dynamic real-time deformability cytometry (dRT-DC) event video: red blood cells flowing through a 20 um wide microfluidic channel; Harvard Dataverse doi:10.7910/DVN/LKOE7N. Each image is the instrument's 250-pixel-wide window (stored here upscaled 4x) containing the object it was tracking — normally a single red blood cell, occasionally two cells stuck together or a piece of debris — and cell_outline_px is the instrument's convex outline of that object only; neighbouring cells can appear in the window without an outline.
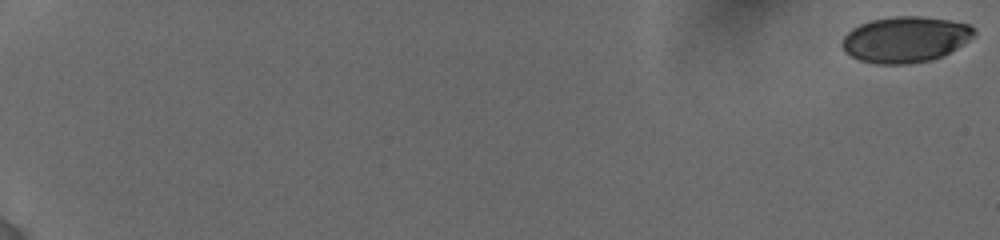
{"species": "human", "species_latin": "Homo sapiens", "temperature_condition": "cold", "stored_images_in_passage": 13, "camera_frame_rate_fps": 3000, "um_per_image_px": 0.085, "donor": {"sex": "female"}, "frame": {"image": 1, "passage_image": 1, "time_ms": 0.0, "image_size_px": [1000, 240], "cell_outline_px": [[976, 36], [964, 44], [932, 60], [908, 64], [876, 64], [860, 60], [844, 52], [840, 44], [844, 36], [852, 28], [860, 24], [872, 20], [896, 16], [920, 16], [948, 20], [968, 24], [976, 28]], "centroid_in_image_um": [76.96, 3.35], "position_along_channel_um": 8.0, "area_um2": 35.43}}
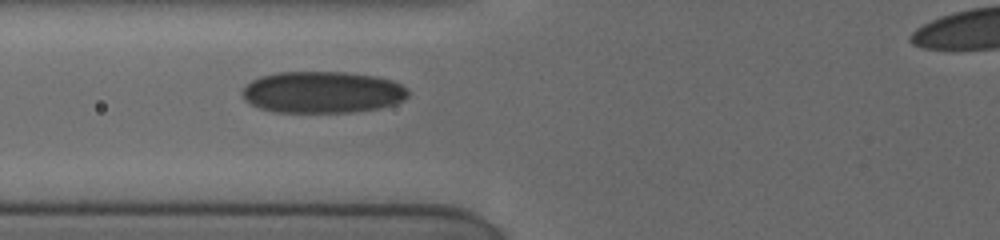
{"frame": {"image": 2, "passage_image": 11, "time_ms": 8.333, "image_size_px": [1000, 240], "cell_outline_px": [[408, 96], [404, 100], [380, 108], [348, 112], [276, 112], [260, 108], [244, 100], [240, 92], [252, 80], [260, 76], [276, 72], [344, 72], [376, 76], [392, 80], [400, 84], [408, 92]], "centroid_in_image_um": [27.38, 7.83], "position_along_channel_um": 98.4, "area_um2": 40.23}}
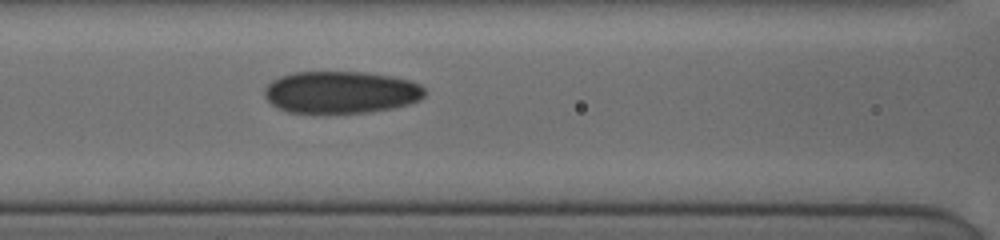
{"frame": {"image": 3, "passage_image": 13, "time_ms": 9.333, "image_size_px": [1000, 240], "cell_outline_px": [[424, 96], [420, 100], [408, 104], [392, 108], [368, 112], [288, 112], [276, 108], [264, 96], [264, 88], [272, 80], [280, 76], [292, 72], [364, 72], [392, 76], [408, 80], [420, 84], [424, 88]], "centroid_in_image_um": [28.96, 7.83], "position_along_channel_um": 137.6, "area_um2": 39.3}}